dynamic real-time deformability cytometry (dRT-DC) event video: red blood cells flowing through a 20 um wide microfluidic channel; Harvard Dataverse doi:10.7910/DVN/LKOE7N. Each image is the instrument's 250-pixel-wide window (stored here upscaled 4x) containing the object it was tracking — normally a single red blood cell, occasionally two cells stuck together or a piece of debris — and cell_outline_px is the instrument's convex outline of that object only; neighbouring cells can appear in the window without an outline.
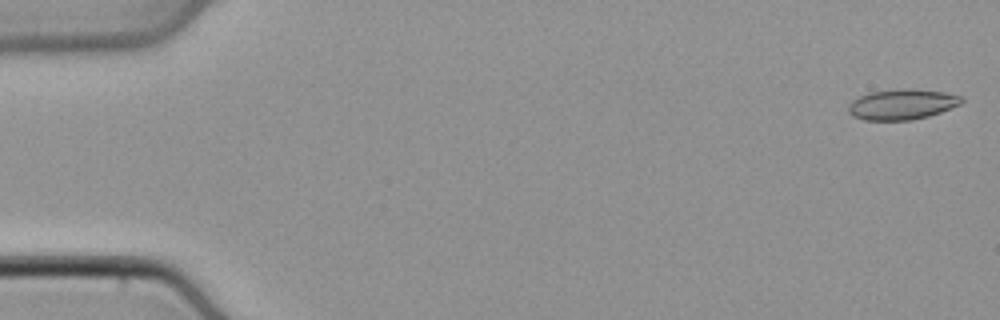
{"species": "common noctule bat (a hibernating species)", "species_latin": "Nyctalus noctula", "temperature_condition": "cold", "stored_images_in_passage": 48, "camera_frame_rate_fps": 3000, "um_per_image_px": 0.085, "animal": {"sex": "male", "body_mass_g": 21.5, "forearm_length_mm": 52.0}, "frame": {"image": 1, "passage_image": 1, "time_ms": 0.0, "image_size_px": [1000, 320], "cell_outline_px": [[964, 100], [960, 104], [940, 112], [928, 116], [912, 120], [864, 120], [852, 116], [848, 112], [848, 104], [852, 100], [868, 92], [900, 88], [916, 88], [944, 92], [964, 96]], "centroid_in_image_um": [76.67, 8.85], "position_along_channel_um": 8.3, "area_um2": 20.4}}
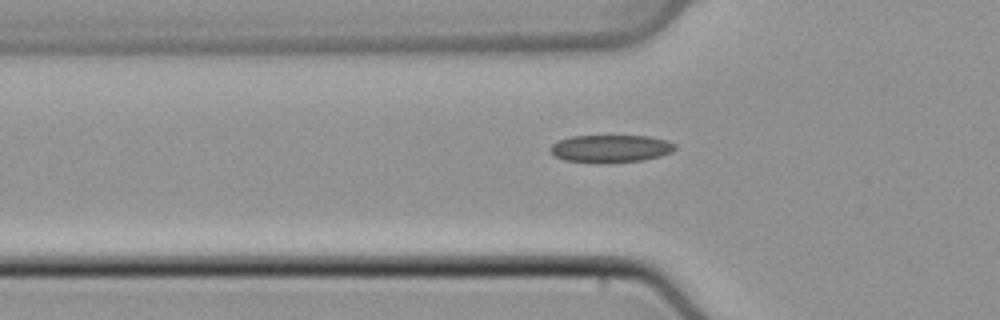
{"frame": {"image": 2, "passage_image": 16, "time_ms": 5.0, "image_size_px": [1000, 320], "cell_outline_px": [[676, 148], [672, 152], [660, 156], [644, 160], [608, 164], [600, 164], [564, 160], [556, 156], [548, 148], [552, 144], [560, 140], [572, 136], [648, 136], [668, 140], [676, 144]], "centroid_in_image_um": [51.93, 12.65], "position_along_channel_um": 73.9, "area_um2": 20.4}}
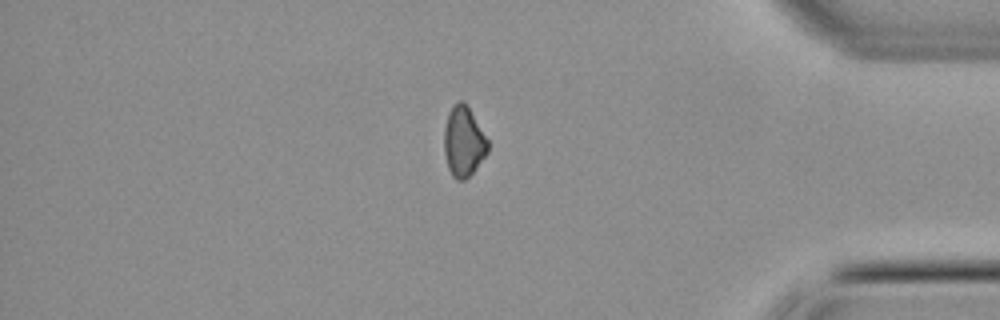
{"frame": {"image": 3, "passage_image": 41, "time_ms": 13.333, "image_size_px": [1000, 320], "cell_outline_px": [[488, 152], [472, 172], [464, 180], [456, 180], [452, 176], [448, 168], [444, 152], [444, 128], [448, 112], [456, 100], [464, 100], [468, 104], [488, 140]], "centroid_in_image_um": [39.39, 11.98], "position_along_channel_um": 395.8, "area_um2": 18.09}}